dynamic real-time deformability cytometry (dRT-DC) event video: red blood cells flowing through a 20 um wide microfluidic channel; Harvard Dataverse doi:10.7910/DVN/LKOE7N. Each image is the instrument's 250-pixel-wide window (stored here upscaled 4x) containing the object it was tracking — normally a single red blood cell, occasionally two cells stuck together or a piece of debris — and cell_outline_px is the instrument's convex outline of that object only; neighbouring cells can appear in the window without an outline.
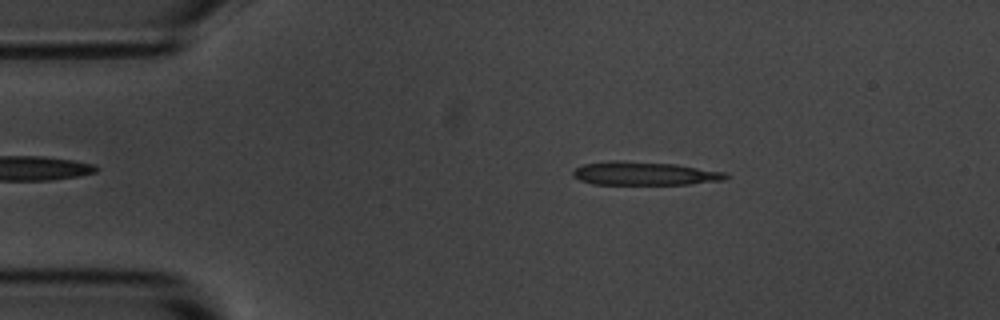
{"species": "common noctule bat (a hibernating species)", "species_latin": "Nyctalus noctula", "temperature_condition": "room temperature", "stored_images_in_passage": 3, "camera_frame_rate_fps": 3000, "um_per_image_px": 0.085, "animal": {"sex": "male", "body_mass_g": 20.1, "forearm_length_mm": 53.5}, "frame": {"image": 1, "passage_image": 2, "time_ms": 1.333, "image_size_px": [1000, 320], "cell_outline_px": [[732, 176], [724, 180], [692, 184], [592, 184], [580, 180], [572, 176], [572, 172], [576, 168], [584, 164], [612, 160], [620, 160], [676, 164], [728, 172]], "centroid_in_image_um": [54.84, 14.74], "position_along_channel_um": 30.2, "area_um2": 21.15}}